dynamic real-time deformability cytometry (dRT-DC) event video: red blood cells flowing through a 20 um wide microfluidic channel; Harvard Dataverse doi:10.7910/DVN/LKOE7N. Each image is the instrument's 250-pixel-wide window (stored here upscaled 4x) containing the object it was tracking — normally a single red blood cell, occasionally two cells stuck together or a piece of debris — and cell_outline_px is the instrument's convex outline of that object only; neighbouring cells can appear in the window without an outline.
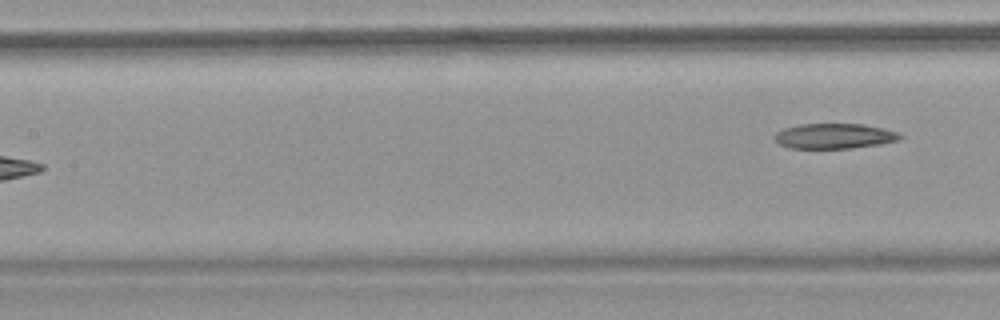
{"species": "common noctule bat (a hibernating species)", "species_latin": "Nyctalus noctula", "temperature_condition": "warm", "stored_images_in_passage": 9, "segment_of_instrument_passage": [2, 2], "camera_frame_rate_fps": 3000, "um_per_image_px": 0.085, "animal": {"sex": "female", "body_mass_g": 18.4}, "frame": {"image": 1, "passage_image": 9, "time_ms": 10.333, "image_size_px": [1000, 320], "cell_outline_px": [[904, 136], [900, 140], [880, 144], [852, 148], [788, 148], [780, 144], [772, 136], [776, 132], [784, 128], [800, 124], [864, 124], [884, 128], [896, 132]], "centroid_in_image_um": [70.92, 11.56], "position_along_channel_um": 136.5, "area_um2": 18.5}}